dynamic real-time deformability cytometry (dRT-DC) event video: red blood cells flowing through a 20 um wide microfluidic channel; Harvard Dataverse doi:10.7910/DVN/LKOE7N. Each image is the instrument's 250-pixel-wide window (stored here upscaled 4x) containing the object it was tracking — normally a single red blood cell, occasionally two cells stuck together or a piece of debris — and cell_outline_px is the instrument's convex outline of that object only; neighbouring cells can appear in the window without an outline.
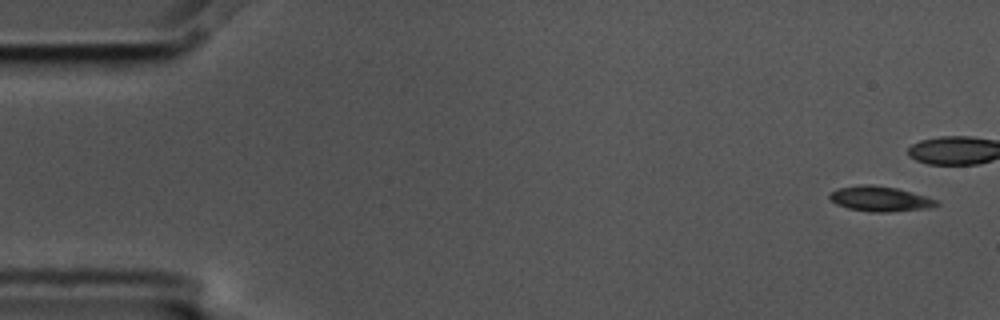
{"species": "common noctule bat (a hibernating species)", "species_latin": "Nyctalus noctula", "temperature_condition": "cold", "stored_images_in_passage": 6, "camera_frame_rate_fps": 3000, "um_per_image_px": 0.085, "animal": {"sex": "male", "body_mass_g": 17.5, "forearm_length_mm": 52.3}, "frame": {"image": 1, "passage_image": 1, "time_ms": 0.0, "image_size_px": [1000, 320], "cell_outline_px": [[940, 204], [928, 208], [888, 212], [872, 212], [848, 208], [836, 204], [828, 196], [832, 192], [840, 188], [860, 184], [872, 184], [896, 188], [924, 196], [936, 200]], "centroid_in_image_um": [74.79, 16.9], "position_along_channel_um": 10.2, "area_um2": 15.37}}
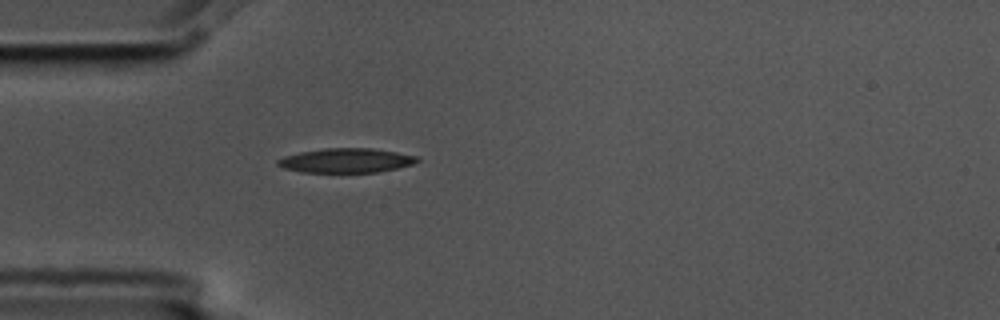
{"frame": {"image": 2, "passage_image": 6, "time_ms": 1.667, "image_size_px": [1000, 320], "cell_outline_px": [[420, 160], [412, 164], [396, 168], [376, 172], [300, 172], [284, 168], [276, 164], [276, 160], [284, 156], [300, 152], [324, 148], [372, 148], [420, 156]], "centroid_in_image_um": [29.42, 13.63], "position_along_channel_um": 55.6, "area_um2": 19.83}}